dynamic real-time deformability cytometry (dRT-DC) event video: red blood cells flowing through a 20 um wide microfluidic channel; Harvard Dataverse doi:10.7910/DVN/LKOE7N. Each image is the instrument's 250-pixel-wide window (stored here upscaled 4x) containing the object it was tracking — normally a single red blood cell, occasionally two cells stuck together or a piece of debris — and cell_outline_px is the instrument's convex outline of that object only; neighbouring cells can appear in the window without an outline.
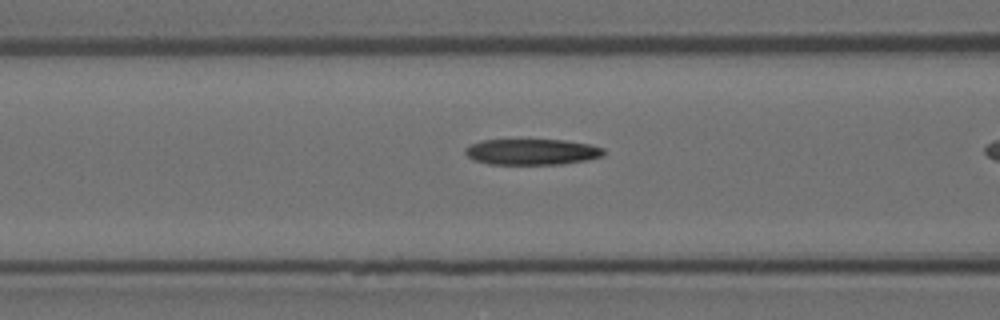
{"species": "Egyptian fruit bat (a non-hibernating species)", "species_latin": "Rousettus aegyptiacus", "temperature_condition": "room temperature", "stored_images_in_passage": 34, "camera_frame_rate_fps": 3000, "um_per_image_px": 0.085, "animal": {"sex": "female"}, "frame": {"image": 1, "passage_image": 19, "time_ms": 6.0, "image_size_px": [1000, 320], "cell_outline_px": [[604, 156], [588, 160], [560, 164], [488, 164], [476, 160], [468, 156], [464, 152], [464, 148], [468, 144], [480, 140], [564, 140], [588, 144], [604, 148]], "centroid_in_image_um": [45.2, 12.9], "position_along_channel_um": 121.4, "area_um2": 20.98}}
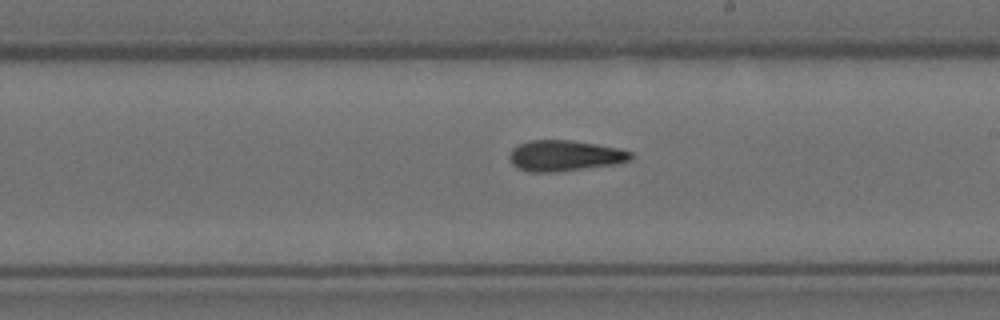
{"frame": {"image": 2, "passage_image": 29, "time_ms": 9.333, "image_size_px": [1000, 320], "cell_outline_px": [[632, 160], [612, 164], [556, 172], [528, 172], [516, 168], [512, 164], [508, 156], [512, 148], [520, 144], [532, 140], [572, 140], [596, 144], [616, 148], [632, 152]], "centroid_in_image_um": [47.95, 13.24], "position_along_channel_um": 241.1, "area_um2": 21.68}}
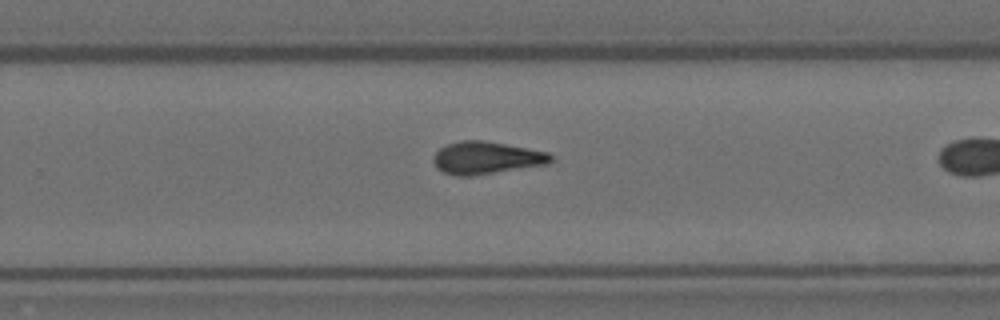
{"frame": {"image": 3, "passage_image": 33, "time_ms": 10.667, "image_size_px": [1000, 320], "cell_outline_px": [[552, 160], [548, 164], [472, 176], [456, 176], [444, 172], [436, 168], [432, 160], [432, 156], [440, 148], [448, 144], [460, 140], [484, 140], [548, 152], [552, 156]], "centroid_in_image_um": [41.3, 13.42], "position_along_channel_um": 288.5, "area_um2": 22.25}}